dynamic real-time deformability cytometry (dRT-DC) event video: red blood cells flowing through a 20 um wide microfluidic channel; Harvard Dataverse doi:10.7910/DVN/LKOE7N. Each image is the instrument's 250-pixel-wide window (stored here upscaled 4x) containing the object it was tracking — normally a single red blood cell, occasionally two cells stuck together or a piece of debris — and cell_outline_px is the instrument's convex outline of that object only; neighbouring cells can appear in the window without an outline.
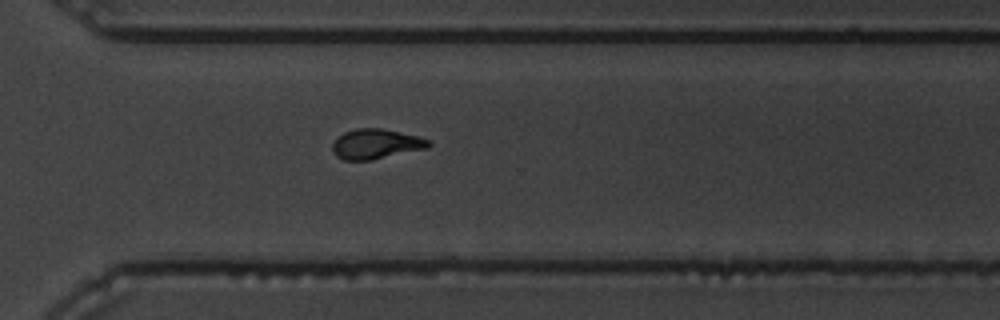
{"species": "common noctule bat (a hibernating species)", "species_latin": "Nyctalus noctula", "temperature_condition": "warm", "stored_images_in_passage": 12, "camera_frame_rate_fps": 3000, "um_per_image_px": 0.085, "animal": {"sex": "male", "body_mass_g": 19.5, "forearm_length_mm": 54.6}, "frame": {"image": 1, "passage_image": 12, "time_ms": 14.333, "image_size_px": [1000, 320], "cell_outline_px": [[432, 144], [428, 148], [372, 160], [344, 160], [336, 156], [332, 152], [332, 144], [344, 132], [356, 128], [384, 128], [420, 136], [432, 140]], "centroid_in_image_um": [32.01, 12.23], "position_along_channel_um": 338.6, "area_um2": 17.05}}